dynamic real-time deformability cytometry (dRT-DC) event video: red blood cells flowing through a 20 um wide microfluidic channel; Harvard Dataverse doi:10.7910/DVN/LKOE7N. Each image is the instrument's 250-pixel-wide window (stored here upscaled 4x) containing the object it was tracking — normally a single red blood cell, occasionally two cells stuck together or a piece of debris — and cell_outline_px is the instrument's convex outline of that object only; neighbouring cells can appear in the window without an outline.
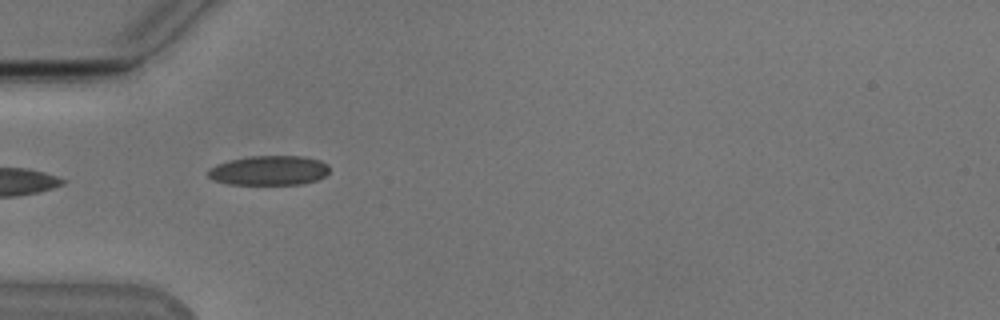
{"species": "Egyptian fruit bat (a non-hibernating species)", "species_latin": "Rousettus aegyptiacus", "temperature_condition": "cold", "stored_images_in_passage": 23, "camera_frame_rate_fps": 3000, "um_per_image_px": 0.085, "animal": {"sex": "male"}, "frame": {"image": 1, "passage_image": 1, "time_ms": 0.0, "image_size_px": [1000, 320], "cell_outline_px": [[328, 172], [324, 176], [316, 180], [300, 184], [228, 184], [212, 180], [208, 176], [208, 168], [216, 164], [228, 160], [248, 156], [304, 156], [320, 160], [328, 164]], "centroid_in_image_um": [22.83, 14.48], "position_along_channel_um": 62.2, "area_um2": 21.04}, "authors_computed_cell_mechanics": {"area_um2": 19.5364, "velocity_mm_per_s": 3.8198, "shape_relaxation_time_tau1_ms": null, "shape_relaxation_time_tau2_ms": 1.7423, "deformation_change_tau1": null, "deformation_change_tau2": 0.0644}}